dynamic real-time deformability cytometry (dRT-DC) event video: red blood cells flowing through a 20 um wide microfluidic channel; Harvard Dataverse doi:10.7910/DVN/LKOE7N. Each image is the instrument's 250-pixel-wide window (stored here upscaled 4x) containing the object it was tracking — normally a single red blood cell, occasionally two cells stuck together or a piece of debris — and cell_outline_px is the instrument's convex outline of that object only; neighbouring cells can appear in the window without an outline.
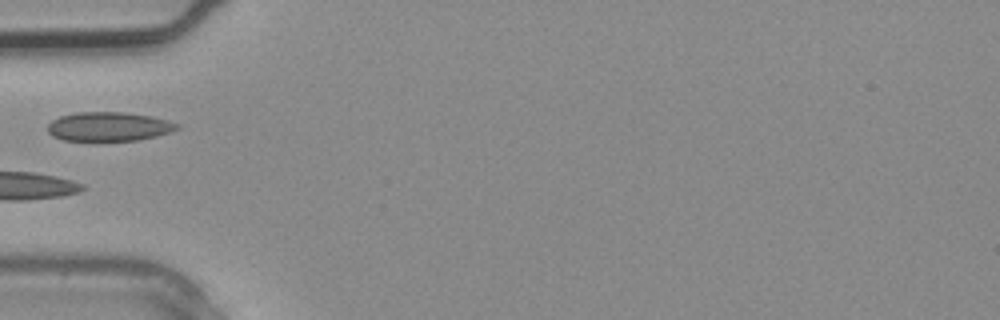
{"species": "common noctule bat (a hibernating species)", "species_latin": "Nyctalus noctula", "temperature_condition": "warm", "stored_images_in_passage": 2, "camera_frame_rate_fps": 3000, "um_per_image_px": 0.085, "animal": {"sex": "male", "body_mass_g": 20.4}, "frame": {"image": 1, "passage_image": 2, "time_ms": 0.333, "image_size_px": [1000, 320], "cell_outline_px": [[180, 128], [156, 136], [140, 140], [64, 140], [52, 136], [48, 132], [48, 124], [52, 120], [60, 116], [76, 112], [124, 112], [148, 116], [168, 120], [180, 124]], "centroid_in_image_um": [9.24, 10.75], "position_along_channel_um": 75.8, "area_um2": 21.79}}